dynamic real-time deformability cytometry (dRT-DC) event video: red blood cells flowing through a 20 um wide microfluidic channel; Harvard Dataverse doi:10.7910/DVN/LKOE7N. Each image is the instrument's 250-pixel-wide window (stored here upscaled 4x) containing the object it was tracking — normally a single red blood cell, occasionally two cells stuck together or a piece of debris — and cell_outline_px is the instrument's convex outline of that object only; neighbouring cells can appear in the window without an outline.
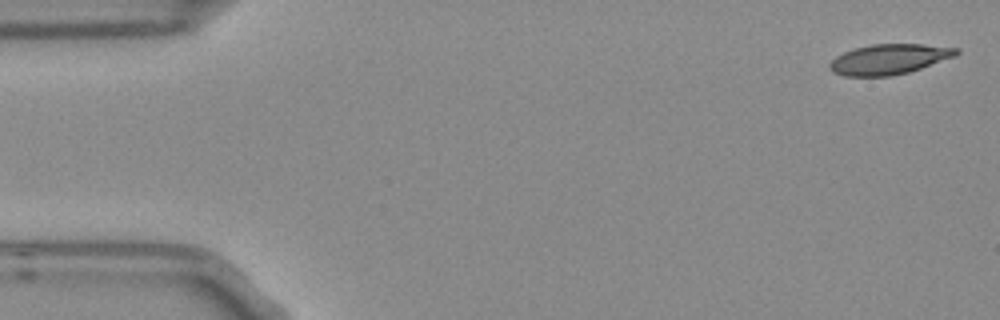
{"species": "Egyptian fruit bat (a non-hibernating species)", "species_latin": "Rousettus aegyptiacus", "temperature_condition": "room temperature", "stored_images_in_passage": 3, "camera_frame_rate_fps": 3000, "um_per_image_px": 0.085, "frame": {"image": 1, "passage_image": 1, "time_ms": 0.0, "image_size_px": [1000, 320], "cell_outline_px": [[960, 52], [956, 56], [908, 72], [892, 76], [844, 76], [832, 72], [828, 68], [828, 64], [836, 56], [844, 52], [856, 48], [872, 44], [920, 44], [960, 48]], "centroid_in_image_um": [75.56, 5.03], "position_along_channel_um": 9.4, "area_um2": 22.31}}